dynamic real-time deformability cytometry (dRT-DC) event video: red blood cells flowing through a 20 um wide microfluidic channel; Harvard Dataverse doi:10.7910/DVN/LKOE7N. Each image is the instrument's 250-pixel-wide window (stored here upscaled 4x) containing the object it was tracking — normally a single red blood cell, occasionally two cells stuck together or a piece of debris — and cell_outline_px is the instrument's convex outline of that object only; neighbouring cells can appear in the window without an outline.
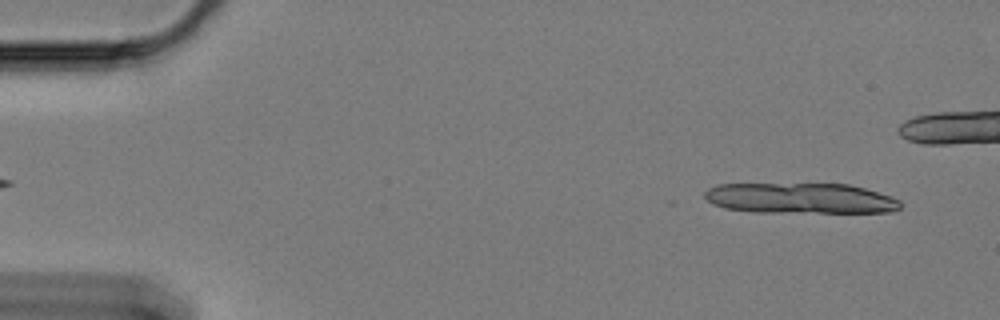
{"species": "Egyptian fruit bat (a non-hibernating species)", "species_latin": "Rousettus aegyptiacus", "temperature_condition": "cold", "stored_images_in_passage": 13, "camera_frame_rate_fps": 3000, "um_per_image_px": 0.085, "animal": {"sex": "female"}, "frame": {"image": 1, "passage_image": 3, "time_ms": 0.667, "image_size_px": [1000, 320], "cell_outline_px": [[900, 208], [892, 212], [756, 212], [724, 208], [712, 204], [704, 196], [704, 192], [708, 188], [716, 184], [848, 184], [864, 188], [900, 200]], "centroid_in_image_um": [67.99, 16.85], "position_along_channel_um": 17.0, "area_um2": 34.74}}